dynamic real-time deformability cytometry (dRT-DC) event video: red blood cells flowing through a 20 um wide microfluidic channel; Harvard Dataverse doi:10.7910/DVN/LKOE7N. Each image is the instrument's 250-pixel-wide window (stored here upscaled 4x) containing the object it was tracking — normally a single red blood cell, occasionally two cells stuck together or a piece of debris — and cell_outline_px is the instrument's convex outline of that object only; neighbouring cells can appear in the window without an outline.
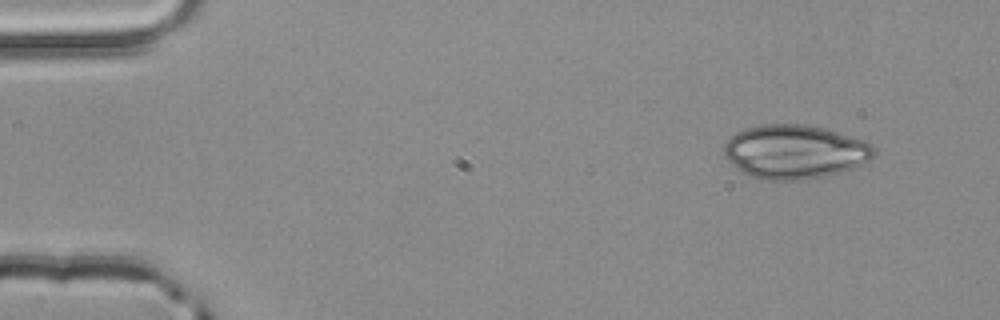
{"species": "common noctule bat (a hibernating species)", "species_latin": "Nyctalus noctula", "temperature_condition": "room temperature", "stored_images_in_passage": 3, "camera_frame_rate_fps": 3000, "um_per_image_px": 0.085, "animal": {"sex": "male", "body_mass_g": 20.4}, "frame": {"image": 1, "passage_image": 3, "time_ms": 0.667, "image_size_px": [1000, 320], "cell_outline_px": [[876, 152], [872, 160], [852, 168], [840, 172], [824, 176], [800, 180], [760, 180], [748, 176], [732, 164], [724, 156], [724, 144], [736, 132], [744, 128], [764, 124], [804, 124], [824, 128], [864, 140], [872, 144], [876, 148]], "centroid_in_image_um": [67.56, 12.9], "position_along_channel_um": 17.4, "area_um2": 47.4}}